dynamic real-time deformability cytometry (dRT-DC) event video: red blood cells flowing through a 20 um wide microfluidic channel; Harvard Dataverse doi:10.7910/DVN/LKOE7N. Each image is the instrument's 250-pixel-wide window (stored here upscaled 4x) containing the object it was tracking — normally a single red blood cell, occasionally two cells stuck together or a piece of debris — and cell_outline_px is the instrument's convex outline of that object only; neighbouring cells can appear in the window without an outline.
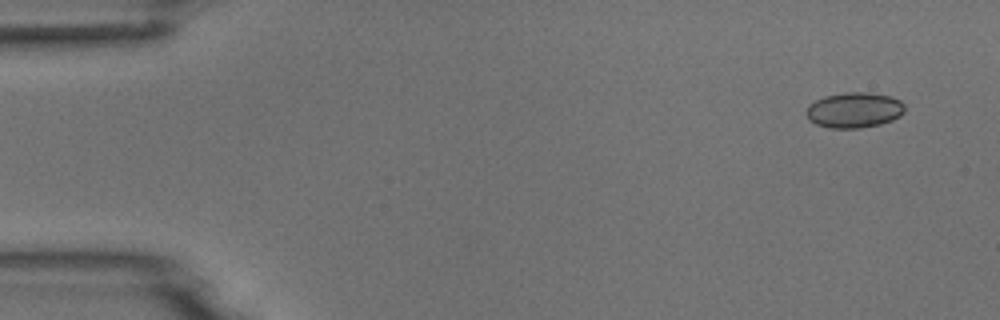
{"species": "common noctule bat (a hibernating species)", "species_latin": "Nyctalus noctula", "temperature_condition": "room temperature", "stored_images_in_passage": 6, "camera_frame_rate_fps": 3000, "um_per_image_px": 0.085, "animal": {"sex": "male", "body_mass_g": 18.8}, "frame": {"image": 1, "passage_image": 1, "time_ms": 0.0, "image_size_px": [1000, 320], "cell_outline_px": [[904, 112], [900, 116], [892, 120], [880, 124], [860, 128], [828, 128], [816, 124], [808, 120], [804, 112], [808, 104], [824, 96], [844, 92], [868, 92], [892, 96], [900, 100], [904, 104]], "centroid_in_image_um": [72.58, 9.35], "position_along_channel_um": 12.4, "area_um2": 20.69}}
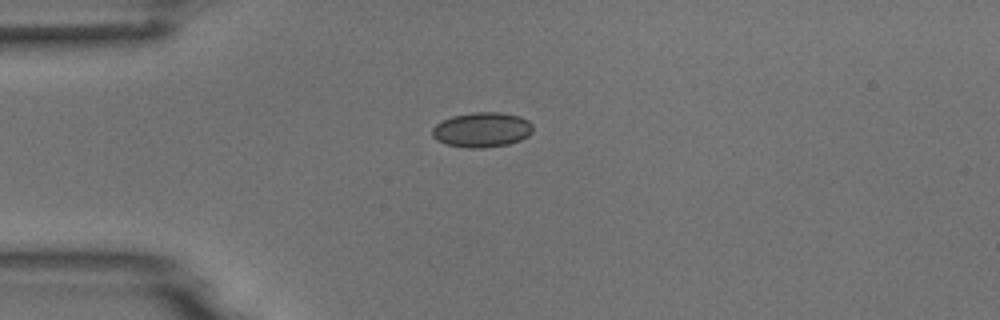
{"frame": {"image": 2, "passage_image": 4, "time_ms": 3.333, "image_size_px": [1000, 320], "cell_outline_px": [[532, 132], [528, 136], [520, 140], [508, 144], [480, 148], [468, 148], [448, 144], [436, 140], [432, 136], [432, 128], [436, 124], [452, 116], [476, 112], [500, 112], [520, 116], [528, 120], [532, 124]], "centroid_in_image_um": [40.97, 11.02], "position_along_channel_um": 44.0, "area_um2": 20.4}}
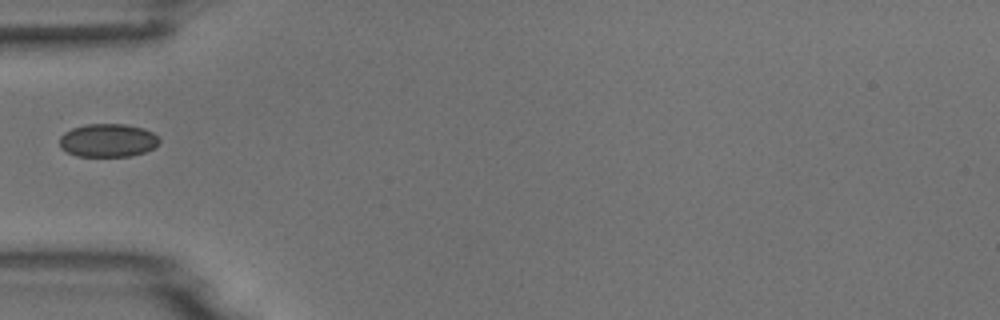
{"frame": {"image": 3, "passage_image": 5, "time_ms": 4.667, "image_size_px": [1000, 320], "cell_outline_px": [[160, 144], [144, 152], [132, 156], [76, 156], [60, 148], [60, 136], [64, 132], [72, 128], [84, 124], [128, 124], [144, 128], [152, 132], [160, 140]], "centroid_in_image_um": [9.17, 11.92], "position_along_channel_um": 75.8, "area_um2": 19.48}}